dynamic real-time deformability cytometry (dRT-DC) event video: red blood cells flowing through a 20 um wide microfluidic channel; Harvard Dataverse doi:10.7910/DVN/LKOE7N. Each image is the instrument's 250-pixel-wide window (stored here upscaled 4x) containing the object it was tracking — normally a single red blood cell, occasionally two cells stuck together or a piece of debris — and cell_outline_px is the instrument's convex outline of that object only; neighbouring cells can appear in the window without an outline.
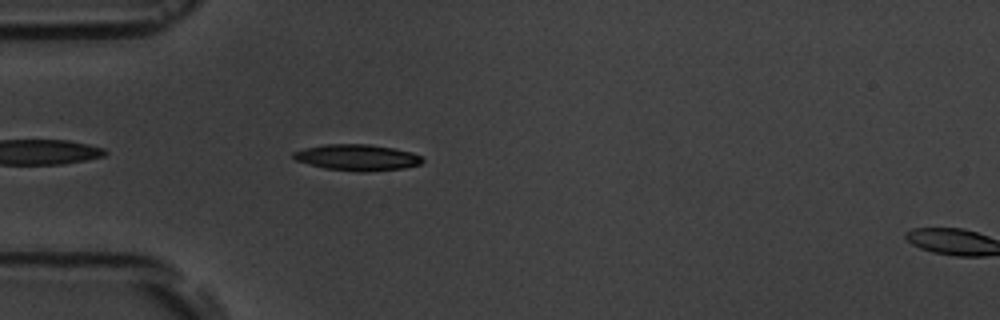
{"species": "common noctule bat (a hibernating species)", "species_latin": "Nyctalus noctula", "temperature_condition": "room temperature", "stored_images_in_passage": 6, "camera_frame_rate_fps": 3000, "um_per_image_px": 0.085, "animal": {"sex": "male", "body_mass_g": 19.5, "forearm_length_mm": 54.6}, "frame": {"image": 1, "passage_image": 5, "time_ms": 4.667, "image_size_px": [1000, 320], "cell_outline_px": [[424, 160], [420, 164], [404, 168], [368, 172], [356, 172], [324, 168], [296, 160], [292, 156], [292, 152], [304, 148], [324, 144], [368, 144], [392, 148], [412, 152], [420, 156]], "centroid_in_image_um": [30.35, 13.39], "position_along_channel_um": 54.7, "area_um2": 19.71}}